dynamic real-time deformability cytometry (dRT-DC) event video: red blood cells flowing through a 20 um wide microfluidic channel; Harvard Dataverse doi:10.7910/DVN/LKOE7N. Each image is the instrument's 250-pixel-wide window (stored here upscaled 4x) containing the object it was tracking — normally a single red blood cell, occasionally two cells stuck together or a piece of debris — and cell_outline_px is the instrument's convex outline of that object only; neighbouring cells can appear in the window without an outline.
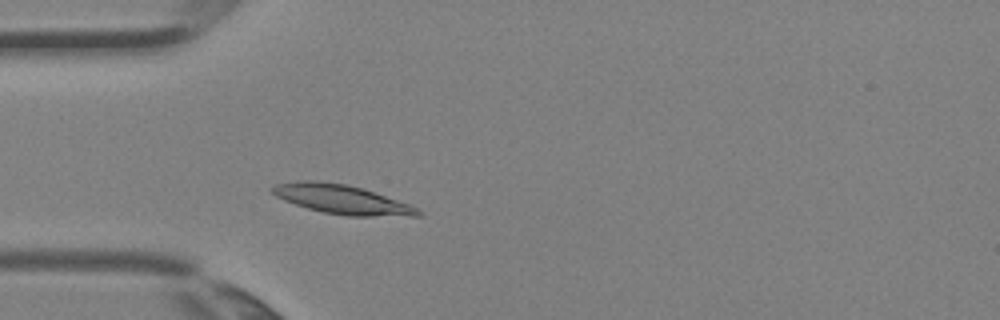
{"species": "Egyptian fruit bat (a non-hibernating species)", "species_latin": "Rousettus aegyptiacus", "temperature_condition": "room temperature", "stored_images_in_passage": 2, "camera_frame_rate_fps": 3000, "um_per_image_px": 0.085, "animal": {"sex": "female"}, "frame": {"image": 1, "passage_image": 2, "time_ms": 0.333, "image_size_px": [1000, 320], "cell_outline_px": [[424, 216], [348, 216], [324, 212], [308, 208], [284, 200], [276, 196], [272, 192], [272, 188], [276, 184], [300, 180], [312, 180], [344, 184], [360, 188], [408, 204], [424, 212]], "centroid_in_image_um": [29.06, 16.96], "position_along_channel_um": 55.9, "area_um2": 24.28}}